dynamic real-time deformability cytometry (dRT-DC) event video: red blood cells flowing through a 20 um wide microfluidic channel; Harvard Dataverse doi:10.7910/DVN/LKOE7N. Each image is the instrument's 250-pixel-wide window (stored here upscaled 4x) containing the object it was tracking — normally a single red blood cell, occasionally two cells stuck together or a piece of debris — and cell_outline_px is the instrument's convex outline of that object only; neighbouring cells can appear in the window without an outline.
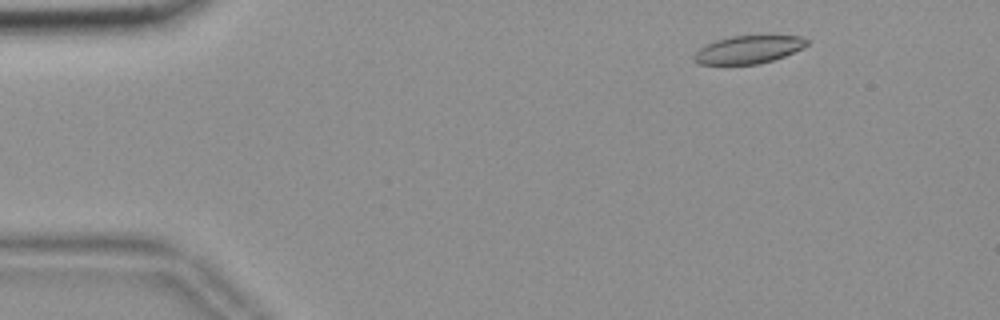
{"species": "common noctule bat (a hibernating species)", "species_latin": "Nyctalus noctula", "temperature_condition": "room temperature", "stored_images_in_passage": 53, "camera_frame_rate_fps": 3000, "um_per_image_px": 0.085, "animal": {"sex": "female", "body_mass_g": 18.4}, "frame": {"image": 1, "passage_image": 5, "time_ms": 1.333, "image_size_px": [1000, 320], "cell_outline_px": [[808, 44], [804, 48], [784, 56], [760, 64], [700, 64], [692, 60], [692, 56], [700, 48], [716, 40], [732, 36], [804, 36], [808, 40]], "centroid_in_image_um": [63.63, 4.22], "position_along_channel_um": 21.4, "area_um2": 18.26}}
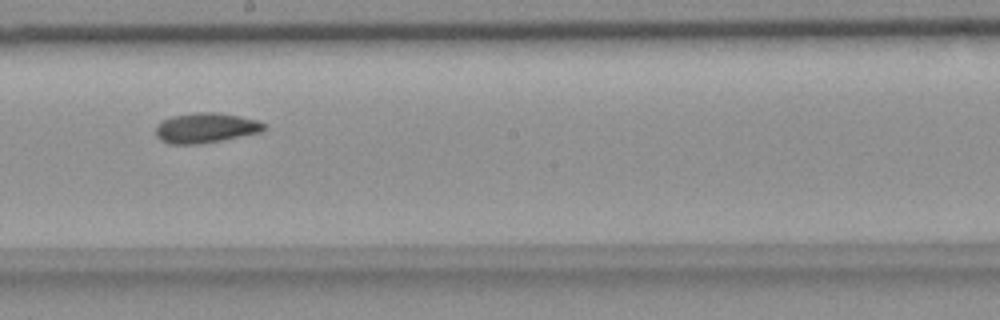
{"frame": {"image": 2, "passage_image": 29, "time_ms": 9.333, "image_size_px": [1000, 320], "cell_outline_px": [[268, 128], [260, 132], [200, 144], [168, 144], [160, 140], [156, 136], [156, 124], [172, 116], [196, 112], [216, 112], [240, 116], [256, 120], [264, 124]], "centroid_in_image_um": [17.46, 10.87], "position_along_channel_um": 230.7, "area_um2": 18.9}}
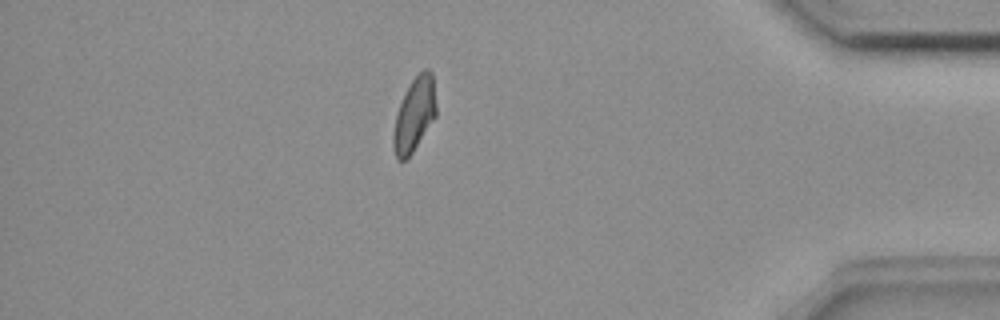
{"frame": {"image": 3, "passage_image": 46, "time_ms": 15.0, "image_size_px": [1000, 320], "cell_outline_px": [[436, 116], [412, 152], [404, 160], [396, 160], [392, 148], [392, 136], [396, 116], [400, 104], [412, 80], [424, 68], [428, 68], [432, 72], [436, 104]], "centroid_in_image_um": [35.21, 9.76], "position_along_channel_um": 400.0, "area_um2": 18.21}, "authors_computed_cell_mechanics": {"area_um2": 18.9006, "velocity_mm_per_s": 3.6584, "shape_relaxation_time_tau1_ms": null, "shape_relaxation_time_tau2_ms": 5.1753, "deformation_change_tau1": null, "deformation_change_tau2": 0.0991}}